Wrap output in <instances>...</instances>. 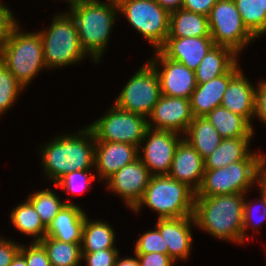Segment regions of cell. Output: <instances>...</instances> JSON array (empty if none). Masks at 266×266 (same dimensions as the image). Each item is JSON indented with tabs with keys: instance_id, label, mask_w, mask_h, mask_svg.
<instances>
[{
	"instance_id": "obj_40",
	"label": "cell",
	"mask_w": 266,
	"mask_h": 266,
	"mask_svg": "<svg viewBox=\"0 0 266 266\" xmlns=\"http://www.w3.org/2000/svg\"><path fill=\"white\" fill-rule=\"evenodd\" d=\"M20 244L13 243L4 238L0 239V266H9L15 256L20 252Z\"/></svg>"
},
{
	"instance_id": "obj_44",
	"label": "cell",
	"mask_w": 266,
	"mask_h": 266,
	"mask_svg": "<svg viewBox=\"0 0 266 266\" xmlns=\"http://www.w3.org/2000/svg\"><path fill=\"white\" fill-rule=\"evenodd\" d=\"M255 182H258L260 188L261 198L266 202V160L264 163L258 168Z\"/></svg>"
},
{
	"instance_id": "obj_43",
	"label": "cell",
	"mask_w": 266,
	"mask_h": 266,
	"mask_svg": "<svg viewBox=\"0 0 266 266\" xmlns=\"http://www.w3.org/2000/svg\"><path fill=\"white\" fill-rule=\"evenodd\" d=\"M218 0H183L182 9L208 16Z\"/></svg>"
},
{
	"instance_id": "obj_34",
	"label": "cell",
	"mask_w": 266,
	"mask_h": 266,
	"mask_svg": "<svg viewBox=\"0 0 266 266\" xmlns=\"http://www.w3.org/2000/svg\"><path fill=\"white\" fill-rule=\"evenodd\" d=\"M89 170L91 169L67 173L55 183V186L65 189L68 193H81L96 179L94 174L90 175Z\"/></svg>"
},
{
	"instance_id": "obj_48",
	"label": "cell",
	"mask_w": 266,
	"mask_h": 266,
	"mask_svg": "<svg viewBox=\"0 0 266 266\" xmlns=\"http://www.w3.org/2000/svg\"><path fill=\"white\" fill-rule=\"evenodd\" d=\"M82 1H85V0H68V2H70V7L74 6L75 4H78Z\"/></svg>"
},
{
	"instance_id": "obj_33",
	"label": "cell",
	"mask_w": 266,
	"mask_h": 266,
	"mask_svg": "<svg viewBox=\"0 0 266 266\" xmlns=\"http://www.w3.org/2000/svg\"><path fill=\"white\" fill-rule=\"evenodd\" d=\"M24 87L0 60V114L12 107Z\"/></svg>"
},
{
	"instance_id": "obj_37",
	"label": "cell",
	"mask_w": 266,
	"mask_h": 266,
	"mask_svg": "<svg viewBox=\"0 0 266 266\" xmlns=\"http://www.w3.org/2000/svg\"><path fill=\"white\" fill-rule=\"evenodd\" d=\"M119 253L116 248L98 250L91 253H82V259L88 266H115Z\"/></svg>"
},
{
	"instance_id": "obj_31",
	"label": "cell",
	"mask_w": 266,
	"mask_h": 266,
	"mask_svg": "<svg viewBox=\"0 0 266 266\" xmlns=\"http://www.w3.org/2000/svg\"><path fill=\"white\" fill-rule=\"evenodd\" d=\"M243 24L257 38L266 32V11L261 0H233Z\"/></svg>"
},
{
	"instance_id": "obj_19",
	"label": "cell",
	"mask_w": 266,
	"mask_h": 266,
	"mask_svg": "<svg viewBox=\"0 0 266 266\" xmlns=\"http://www.w3.org/2000/svg\"><path fill=\"white\" fill-rule=\"evenodd\" d=\"M241 71L236 63L226 74L197 84L189 101L193 117H205L221 105L224 92L229 82Z\"/></svg>"
},
{
	"instance_id": "obj_16",
	"label": "cell",
	"mask_w": 266,
	"mask_h": 266,
	"mask_svg": "<svg viewBox=\"0 0 266 266\" xmlns=\"http://www.w3.org/2000/svg\"><path fill=\"white\" fill-rule=\"evenodd\" d=\"M184 137L176 148L168 176L186 184L197 193L203 182L205 162Z\"/></svg>"
},
{
	"instance_id": "obj_49",
	"label": "cell",
	"mask_w": 266,
	"mask_h": 266,
	"mask_svg": "<svg viewBox=\"0 0 266 266\" xmlns=\"http://www.w3.org/2000/svg\"><path fill=\"white\" fill-rule=\"evenodd\" d=\"M262 1V9H265L266 11V0H261Z\"/></svg>"
},
{
	"instance_id": "obj_38",
	"label": "cell",
	"mask_w": 266,
	"mask_h": 266,
	"mask_svg": "<svg viewBox=\"0 0 266 266\" xmlns=\"http://www.w3.org/2000/svg\"><path fill=\"white\" fill-rule=\"evenodd\" d=\"M17 24L9 8L0 3V51Z\"/></svg>"
},
{
	"instance_id": "obj_24",
	"label": "cell",
	"mask_w": 266,
	"mask_h": 266,
	"mask_svg": "<svg viewBox=\"0 0 266 266\" xmlns=\"http://www.w3.org/2000/svg\"><path fill=\"white\" fill-rule=\"evenodd\" d=\"M167 37H211L208 16L184 9L171 12Z\"/></svg>"
},
{
	"instance_id": "obj_46",
	"label": "cell",
	"mask_w": 266,
	"mask_h": 266,
	"mask_svg": "<svg viewBox=\"0 0 266 266\" xmlns=\"http://www.w3.org/2000/svg\"><path fill=\"white\" fill-rule=\"evenodd\" d=\"M115 266H140V263H139V260L136 254H135V258L127 257L124 259L119 258V255H118L116 262H115Z\"/></svg>"
},
{
	"instance_id": "obj_17",
	"label": "cell",
	"mask_w": 266,
	"mask_h": 266,
	"mask_svg": "<svg viewBox=\"0 0 266 266\" xmlns=\"http://www.w3.org/2000/svg\"><path fill=\"white\" fill-rule=\"evenodd\" d=\"M140 148L121 142L96 141L94 166L99 180H107L139 157Z\"/></svg>"
},
{
	"instance_id": "obj_4",
	"label": "cell",
	"mask_w": 266,
	"mask_h": 266,
	"mask_svg": "<svg viewBox=\"0 0 266 266\" xmlns=\"http://www.w3.org/2000/svg\"><path fill=\"white\" fill-rule=\"evenodd\" d=\"M195 192L168 175L151 176L142 199L132 209L145 205L158 212V219L193 216Z\"/></svg>"
},
{
	"instance_id": "obj_9",
	"label": "cell",
	"mask_w": 266,
	"mask_h": 266,
	"mask_svg": "<svg viewBox=\"0 0 266 266\" xmlns=\"http://www.w3.org/2000/svg\"><path fill=\"white\" fill-rule=\"evenodd\" d=\"M88 127L96 141L121 142L139 148L148 129V120L143 115L113 105L108 113Z\"/></svg>"
},
{
	"instance_id": "obj_6",
	"label": "cell",
	"mask_w": 266,
	"mask_h": 266,
	"mask_svg": "<svg viewBox=\"0 0 266 266\" xmlns=\"http://www.w3.org/2000/svg\"><path fill=\"white\" fill-rule=\"evenodd\" d=\"M39 33L47 68L72 65L87 55L81 48L75 20L69 13L55 15L48 31Z\"/></svg>"
},
{
	"instance_id": "obj_23",
	"label": "cell",
	"mask_w": 266,
	"mask_h": 266,
	"mask_svg": "<svg viewBox=\"0 0 266 266\" xmlns=\"http://www.w3.org/2000/svg\"><path fill=\"white\" fill-rule=\"evenodd\" d=\"M237 55L228 47L214 45L195 70L196 83L202 84L226 74L237 63Z\"/></svg>"
},
{
	"instance_id": "obj_13",
	"label": "cell",
	"mask_w": 266,
	"mask_h": 266,
	"mask_svg": "<svg viewBox=\"0 0 266 266\" xmlns=\"http://www.w3.org/2000/svg\"><path fill=\"white\" fill-rule=\"evenodd\" d=\"M155 54L156 58H152L149 62L158 75L161 95L189 99L197 86L195 71L166 58L159 50H155ZM158 61L163 67L161 71L157 70Z\"/></svg>"
},
{
	"instance_id": "obj_14",
	"label": "cell",
	"mask_w": 266,
	"mask_h": 266,
	"mask_svg": "<svg viewBox=\"0 0 266 266\" xmlns=\"http://www.w3.org/2000/svg\"><path fill=\"white\" fill-rule=\"evenodd\" d=\"M148 118L151 119L148 121V128L185 134L193 120L190 101L186 98L161 95Z\"/></svg>"
},
{
	"instance_id": "obj_15",
	"label": "cell",
	"mask_w": 266,
	"mask_h": 266,
	"mask_svg": "<svg viewBox=\"0 0 266 266\" xmlns=\"http://www.w3.org/2000/svg\"><path fill=\"white\" fill-rule=\"evenodd\" d=\"M151 174L141 159L138 157L132 163L127 164L114 173L108 181V189L125 200L132 210L142 199L148 186Z\"/></svg>"
},
{
	"instance_id": "obj_47",
	"label": "cell",
	"mask_w": 266,
	"mask_h": 266,
	"mask_svg": "<svg viewBox=\"0 0 266 266\" xmlns=\"http://www.w3.org/2000/svg\"><path fill=\"white\" fill-rule=\"evenodd\" d=\"M9 266H27L25 258L18 253Z\"/></svg>"
},
{
	"instance_id": "obj_27",
	"label": "cell",
	"mask_w": 266,
	"mask_h": 266,
	"mask_svg": "<svg viewBox=\"0 0 266 266\" xmlns=\"http://www.w3.org/2000/svg\"><path fill=\"white\" fill-rule=\"evenodd\" d=\"M185 136L184 139L204 160L216 150L223 139L206 117H193Z\"/></svg>"
},
{
	"instance_id": "obj_20",
	"label": "cell",
	"mask_w": 266,
	"mask_h": 266,
	"mask_svg": "<svg viewBox=\"0 0 266 266\" xmlns=\"http://www.w3.org/2000/svg\"><path fill=\"white\" fill-rule=\"evenodd\" d=\"M193 216L158 219L156 228L168 246V255L174 260L186 259L192 244L191 225Z\"/></svg>"
},
{
	"instance_id": "obj_28",
	"label": "cell",
	"mask_w": 266,
	"mask_h": 266,
	"mask_svg": "<svg viewBox=\"0 0 266 266\" xmlns=\"http://www.w3.org/2000/svg\"><path fill=\"white\" fill-rule=\"evenodd\" d=\"M115 233L106 222L89 221L85 217L82 228L81 250L82 253H91L98 250L116 248L113 246Z\"/></svg>"
},
{
	"instance_id": "obj_2",
	"label": "cell",
	"mask_w": 266,
	"mask_h": 266,
	"mask_svg": "<svg viewBox=\"0 0 266 266\" xmlns=\"http://www.w3.org/2000/svg\"><path fill=\"white\" fill-rule=\"evenodd\" d=\"M77 134L60 135L40 149L43 169L47 177L55 183L67 173L91 169L94 166V133L87 126Z\"/></svg>"
},
{
	"instance_id": "obj_36",
	"label": "cell",
	"mask_w": 266,
	"mask_h": 266,
	"mask_svg": "<svg viewBox=\"0 0 266 266\" xmlns=\"http://www.w3.org/2000/svg\"><path fill=\"white\" fill-rule=\"evenodd\" d=\"M32 243L28 247H20L19 253L25 258L27 266H51L44 246L40 242Z\"/></svg>"
},
{
	"instance_id": "obj_25",
	"label": "cell",
	"mask_w": 266,
	"mask_h": 266,
	"mask_svg": "<svg viewBox=\"0 0 266 266\" xmlns=\"http://www.w3.org/2000/svg\"><path fill=\"white\" fill-rule=\"evenodd\" d=\"M205 117L223 139L253 137L252 124L243 116L222 106L216 107Z\"/></svg>"
},
{
	"instance_id": "obj_18",
	"label": "cell",
	"mask_w": 266,
	"mask_h": 266,
	"mask_svg": "<svg viewBox=\"0 0 266 266\" xmlns=\"http://www.w3.org/2000/svg\"><path fill=\"white\" fill-rule=\"evenodd\" d=\"M214 45L211 37H167L158 50L166 58L195 71Z\"/></svg>"
},
{
	"instance_id": "obj_10",
	"label": "cell",
	"mask_w": 266,
	"mask_h": 266,
	"mask_svg": "<svg viewBox=\"0 0 266 266\" xmlns=\"http://www.w3.org/2000/svg\"><path fill=\"white\" fill-rule=\"evenodd\" d=\"M210 36L215 45L238 54L256 37L243 24L233 0H218L208 15Z\"/></svg>"
},
{
	"instance_id": "obj_21",
	"label": "cell",
	"mask_w": 266,
	"mask_h": 266,
	"mask_svg": "<svg viewBox=\"0 0 266 266\" xmlns=\"http://www.w3.org/2000/svg\"><path fill=\"white\" fill-rule=\"evenodd\" d=\"M86 214L76 204H65L47 228L46 236L67 243H81Z\"/></svg>"
},
{
	"instance_id": "obj_29",
	"label": "cell",
	"mask_w": 266,
	"mask_h": 266,
	"mask_svg": "<svg viewBox=\"0 0 266 266\" xmlns=\"http://www.w3.org/2000/svg\"><path fill=\"white\" fill-rule=\"evenodd\" d=\"M11 212L12 225L21 233L36 237L34 242H40L46 236L47 228L28 200L15 207Z\"/></svg>"
},
{
	"instance_id": "obj_42",
	"label": "cell",
	"mask_w": 266,
	"mask_h": 266,
	"mask_svg": "<svg viewBox=\"0 0 266 266\" xmlns=\"http://www.w3.org/2000/svg\"><path fill=\"white\" fill-rule=\"evenodd\" d=\"M261 201V205L263 207V213H261L262 217L257 221L255 222V227H254V223L252 224L251 221H253L252 219L254 218L253 216V209L255 210V208H253L252 204L253 203H246V201H244V209H243V229H242V232H243V242H245L244 240L247 238L245 237V231L247 229L248 226H253L254 229L257 228L259 225H261L260 223L263 222V220H266V202L261 198L260 199ZM262 209V208H261ZM252 211V212H251ZM253 215V216H252ZM255 219V218H254ZM255 221V220H254Z\"/></svg>"
},
{
	"instance_id": "obj_11",
	"label": "cell",
	"mask_w": 266,
	"mask_h": 266,
	"mask_svg": "<svg viewBox=\"0 0 266 266\" xmlns=\"http://www.w3.org/2000/svg\"><path fill=\"white\" fill-rule=\"evenodd\" d=\"M160 96L158 75L148 61L129 79L114 105L124 111L149 117Z\"/></svg>"
},
{
	"instance_id": "obj_35",
	"label": "cell",
	"mask_w": 266,
	"mask_h": 266,
	"mask_svg": "<svg viewBox=\"0 0 266 266\" xmlns=\"http://www.w3.org/2000/svg\"><path fill=\"white\" fill-rule=\"evenodd\" d=\"M135 254L162 253L168 255V246L164 242L159 230L144 233L136 242Z\"/></svg>"
},
{
	"instance_id": "obj_45",
	"label": "cell",
	"mask_w": 266,
	"mask_h": 266,
	"mask_svg": "<svg viewBox=\"0 0 266 266\" xmlns=\"http://www.w3.org/2000/svg\"><path fill=\"white\" fill-rule=\"evenodd\" d=\"M162 8L169 13L182 9L183 0H155Z\"/></svg>"
},
{
	"instance_id": "obj_1",
	"label": "cell",
	"mask_w": 266,
	"mask_h": 266,
	"mask_svg": "<svg viewBox=\"0 0 266 266\" xmlns=\"http://www.w3.org/2000/svg\"><path fill=\"white\" fill-rule=\"evenodd\" d=\"M244 196L234 193L195 197L193 225L218 239L243 243Z\"/></svg>"
},
{
	"instance_id": "obj_8",
	"label": "cell",
	"mask_w": 266,
	"mask_h": 266,
	"mask_svg": "<svg viewBox=\"0 0 266 266\" xmlns=\"http://www.w3.org/2000/svg\"><path fill=\"white\" fill-rule=\"evenodd\" d=\"M119 13L158 50L169 35L170 13L155 0H117Z\"/></svg>"
},
{
	"instance_id": "obj_7",
	"label": "cell",
	"mask_w": 266,
	"mask_h": 266,
	"mask_svg": "<svg viewBox=\"0 0 266 266\" xmlns=\"http://www.w3.org/2000/svg\"><path fill=\"white\" fill-rule=\"evenodd\" d=\"M265 160V155L252 152L246 159L230 163L226 167L205 170L202 185L195 197L245 194L255 184L257 170Z\"/></svg>"
},
{
	"instance_id": "obj_3",
	"label": "cell",
	"mask_w": 266,
	"mask_h": 266,
	"mask_svg": "<svg viewBox=\"0 0 266 266\" xmlns=\"http://www.w3.org/2000/svg\"><path fill=\"white\" fill-rule=\"evenodd\" d=\"M102 3L97 0H85L75 4L68 12L75 20L81 48L98 63L102 56L116 12L119 11L117 0Z\"/></svg>"
},
{
	"instance_id": "obj_39",
	"label": "cell",
	"mask_w": 266,
	"mask_h": 266,
	"mask_svg": "<svg viewBox=\"0 0 266 266\" xmlns=\"http://www.w3.org/2000/svg\"><path fill=\"white\" fill-rule=\"evenodd\" d=\"M140 266H173L175 262L169 255L162 253L136 254Z\"/></svg>"
},
{
	"instance_id": "obj_12",
	"label": "cell",
	"mask_w": 266,
	"mask_h": 266,
	"mask_svg": "<svg viewBox=\"0 0 266 266\" xmlns=\"http://www.w3.org/2000/svg\"><path fill=\"white\" fill-rule=\"evenodd\" d=\"M178 135L169 130L147 129L142 140L145 141V147H142L144 154L139 158L151 176L168 175L176 148L182 140Z\"/></svg>"
},
{
	"instance_id": "obj_41",
	"label": "cell",
	"mask_w": 266,
	"mask_h": 266,
	"mask_svg": "<svg viewBox=\"0 0 266 266\" xmlns=\"http://www.w3.org/2000/svg\"><path fill=\"white\" fill-rule=\"evenodd\" d=\"M254 116L266 124V81H260L255 89Z\"/></svg>"
},
{
	"instance_id": "obj_5",
	"label": "cell",
	"mask_w": 266,
	"mask_h": 266,
	"mask_svg": "<svg viewBox=\"0 0 266 266\" xmlns=\"http://www.w3.org/2000/svg\"><path fill=\"white\" fill-rule=\"evenodd\" d=\"M20 31L17 24L0 51V60L25 88L46 65L40 33Z\"/></svg>"
},
{
	"instance_id": "obj_32",
	"label": "cell",
	"mask_w": 266,
	"mask_h": 266,
	"mask_svg": "<svg viewBox=\"0 0 266 266\" xmlns=\"http://www.w3.org/2000/svg\"><path fill=\"white\" fill-rule=\"evenodd\" d=\"M39 214L41 222L48 228L53 219L65 204H72L69 201L63 202L51 189H44L30 194L27 199Z\"/></svg>"
},
{
	"instance_id": "obj_22",
	"label": "cell",
	"mask_w": 266,
	"mask_h": 266,
	"mask_svg": "<svg viewBox=\"0 0 266 266\" xmlns=\"http://www.w3.org/2000/svg\"><path fill=\"white\" fill-rule=\"evenodd\" d=\"M255 89L241 70L229 82L220 106L243 116L251 122L250 120L254 116Z\"/></svg>"
},
{
	"instance_id": "obj_26",
	"label": "cell",
	"mask_w": 266,
	"mask_h": 266,
	"mask_svg": "<svg viewBox=\"0 0 266 266\" xmlns=\"http://www.w3.org/2000/svg\"><path fill=\"white\" fill-rule=\"evenodd\" d=\"M252 137L222 139L216 150L205 160V170L223 168L230 163L246 159L251 151L248 149Z\"/></svg>"
},
{
	"instance_id": "obj_30",
	"label": "cell",
	"mask_w": 266,
	"mask_h": 266,
	"mask_svg": "<svg viewBox=\"0 0 266 266\" xmlns=\"http://www.w3.org/2000/svg\"><path fill=\"white\" fill-rule=\"evenodd\" d=\"M40 243L46 249L51 266H79L82 259L81 243H67L48 236Z\"/></svg>"
}]
</instances>
